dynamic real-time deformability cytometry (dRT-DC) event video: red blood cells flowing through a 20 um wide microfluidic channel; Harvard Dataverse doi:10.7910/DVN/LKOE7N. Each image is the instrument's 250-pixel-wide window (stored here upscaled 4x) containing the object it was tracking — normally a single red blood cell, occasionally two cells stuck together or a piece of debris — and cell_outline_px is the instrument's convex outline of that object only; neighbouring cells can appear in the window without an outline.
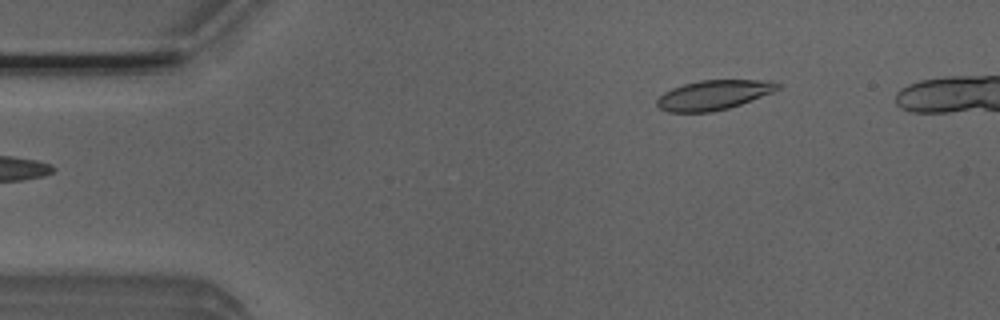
{"species": "Egyptian fruit bat (a non-hibernating species)", "species_latin": "Rousettus aegyptiacus", "temperature_condition": "room temperature", "stored_images_in_passage": 5, "camera_frame_rate_fps": 3000, "um_per_image_px": 0.085, "animal": {"sex": "male"}, "frame": {"image": 1, "passage_image": 5, "time_ms": 1.333, "image_size_px": [1000, 320], "cell_outline_px": [[780, 88], [772, 92], [740, 104], [728, 108], [712, 112], [668, 112], [660, 108], [656, 104], [656, 100], [664, 92], [672, 88], [684, 84], [700, 80], [772, 80], [780, 84]], "centroid_in_image_um": [60.65, 8.07], "position_along_channel_um": 24.4, "area_um2": 20.75}}